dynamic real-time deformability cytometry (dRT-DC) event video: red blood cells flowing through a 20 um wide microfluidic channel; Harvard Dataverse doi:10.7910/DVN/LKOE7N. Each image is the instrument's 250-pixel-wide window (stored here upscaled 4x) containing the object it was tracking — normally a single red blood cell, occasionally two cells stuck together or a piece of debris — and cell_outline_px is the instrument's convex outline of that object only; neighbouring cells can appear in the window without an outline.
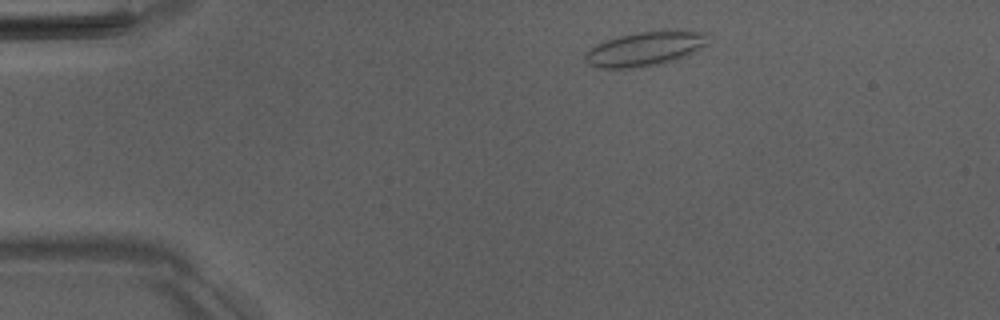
{"species": "Egyptian fruit bat (a non-hibernating species)", "species_latin": "Rousettus aegyptiacus", "temperature_condition": "room temperature", "stored_images_in_passage": 45, "camera_frame_rate_fps": 3000, "um_per_image_px": 0.085, "animal": {"sex": "male"}, "frame": {"image": 1, "passage_image": 3, "time_ms": 0.667, "image_size_px": [1000, 320], "cell_outline_px": [[708, 44], [688, 56], [676, 60], [660, 64], [632, 68], [596, 68], [588, 64], [584, 60], [584, 52], [596, 44], [604, 40], [620, 36], [640, 32], [708, 32]], "centroid_in_image_um": [54.79, 4.18], "position_along_channel_um": 30.2, "area_um2": 24.45}}
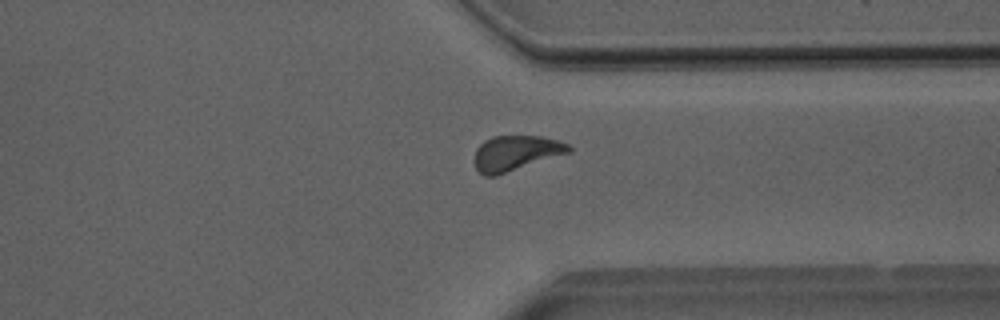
{"frame": {"image": 2, "passage_image": 33, "time_ms": 10.667, "image_size_px": [1000, 320], "cell_outline_px": [[572, 152], [496, 176], [484, 176], [476, 168], [476, 148], [484, 140], [492, 136], [540, 136], [556, 140], [568, 144], [572, 148]], "centroid_in_image_um": [43.86, 13.01], "position_along_channel_um": 367.5, "area_um2": 19.31}}
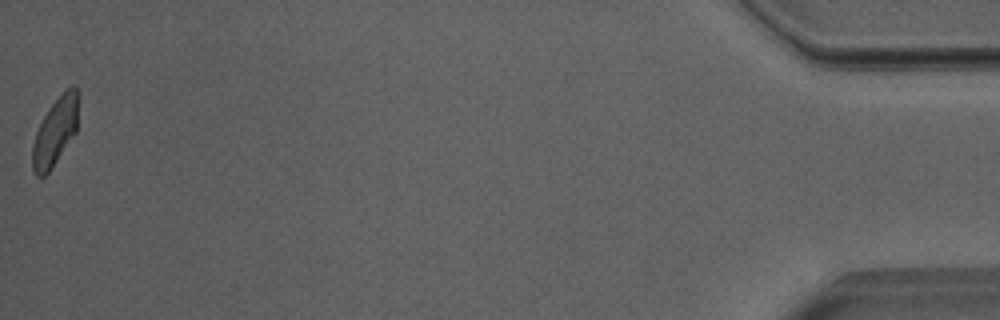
{"frame": {"image": 3, "passage_image": 45, "time_ms": 14.667, "image_size_px": [1000, 320], "cell_outline_px": [[80, 96], [76, 132], [48, 172], [44, 176], [36, 176], [32, 168], [32, 144], [36, 132], [48, 108], [72, 84], [80, 92]], "centroid_in_image_um": [4.72, 11.14], "position_along_channel_um": 430.5, "area_um2": 18.09}, "authors_computed_cell_mechanics": {"area_um2": 19.3052, "velocity_mm_per_s": 3.9893, "shape_relaxation_time_tau1_ms": 8.4315, "shape_relaxation_time_tau2_ms": 1.5464, "deformation_change_tau1": 0.1469, "deformation_change_tau2": 0.0797}}